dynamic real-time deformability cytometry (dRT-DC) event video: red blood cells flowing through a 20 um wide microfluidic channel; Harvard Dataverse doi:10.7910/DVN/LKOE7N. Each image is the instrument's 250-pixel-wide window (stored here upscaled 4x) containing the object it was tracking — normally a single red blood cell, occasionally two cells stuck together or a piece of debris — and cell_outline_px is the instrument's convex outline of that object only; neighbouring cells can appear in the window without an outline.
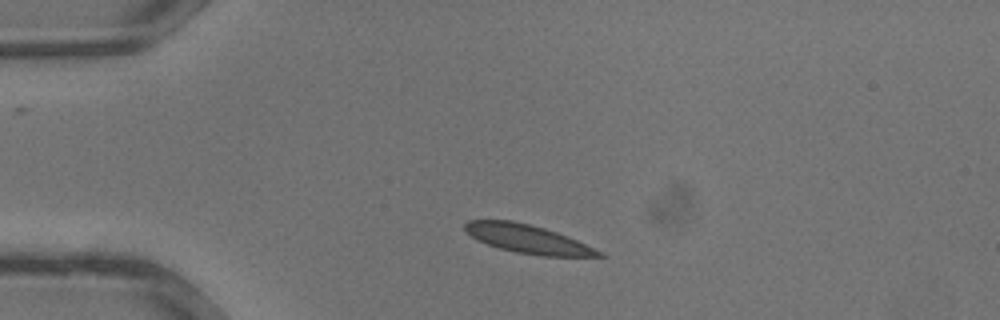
{"species": "common noctule bat (a hibernating species)", "species_latin": "Nyctalus noctula", "temperature_condition": "warm", "stored_images_in_passage": 18, "camera_frame_rate_fps": 3000, "um_per_image_px": 0.085, "animal": {"sex": "male", "body_mass_g": 13.3}, "frame": {"image": 1, "passage_image": 1, "time_ms": 0.0, "image_size_px": [1000, 320], "cell_outline_px": [[604, 256], [544, 256], [516, 252], [500, 248], [476, 240], [464, 228], [464, 224], [468, 220], [512, 220], [544, 228], [568, 236], [604, 252]], "centroid_in_image_um": [44.86, 20.31], "position_along_channel_um": 40.1, "area_um2": 22.02}}
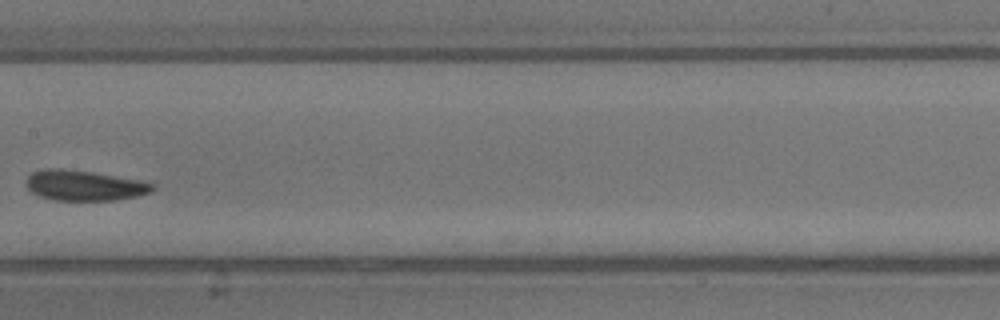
{"frame": {"image": 2, "passage_image": 11, "time_ms": 3.333, "image_size_px": [1000, 320], "cell_outline_px": [[156, 188], [152, 192], [136, 196], [112, 200], [56, 200], [40, 196], [32, 192], [28, 188], [28, 176], [32, 172], [48, 168], [60, 168], [92, 172], [140, 180], [156, 184]], "centroid_in_image_um": [7.21, 15.76], "position_along_channel_um": 200.2, "area_um2": 22.14}}
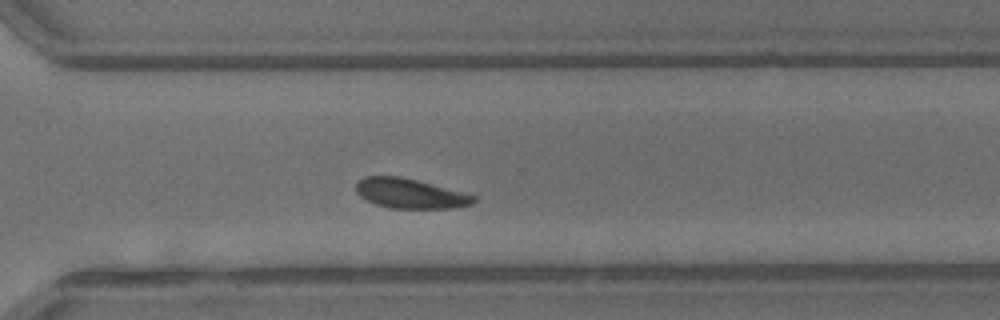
{"frame": {"image": 3, "passage_image": 18, "time_ms": 5.667, "image_size_px": [1000, 320], "cell_outline_px": [[476, 200], [472, 204], [452, 208], [392, 208], [376, 204], [360, 196], [356, 192], [356, 184], [364, 176], [400, 176], [416, 180], [476, 196]], "centroid_in_image_um": [34.84, 16.45], "position_along_channel_um": 335.8, "area_um2": 20.06}}